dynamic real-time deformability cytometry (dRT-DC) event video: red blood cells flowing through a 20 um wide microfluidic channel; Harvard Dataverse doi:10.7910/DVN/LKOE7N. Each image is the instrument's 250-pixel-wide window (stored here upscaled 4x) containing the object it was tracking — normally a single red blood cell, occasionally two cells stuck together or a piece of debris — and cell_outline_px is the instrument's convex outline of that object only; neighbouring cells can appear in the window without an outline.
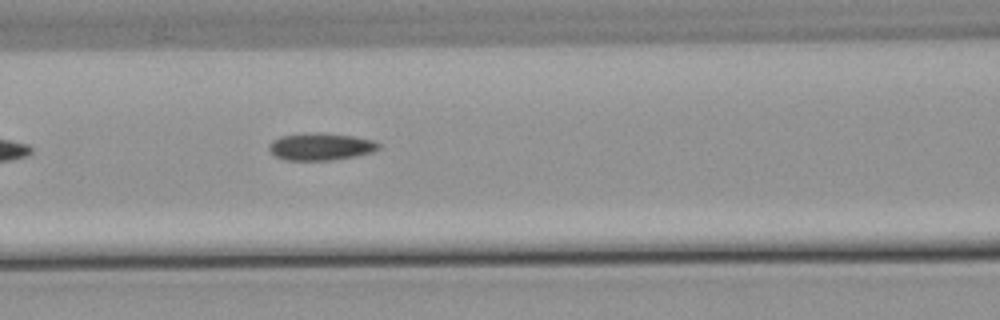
{"species": "common noctule bat (a hibernating species)", "species_latin": "Nyctalus noctula", "temperature_condition": "warm", "stored_images_in_passage": 5, "camera_frame_rate_fps": 3000, "um_per_image_px": 0.085, "animal": {"sex": "male", "body_mass_g": 21.5, "forearm_length_mm": 52.0}, "frame": {"image": 1, "passage_image": 5, "time_ms": 6.667, "image_size_px": [1000, 320], "cell_outline_px": [[380, 148], [372, 152], [332, 160], [284, 160], [276, 156], [268, 148], [268, 144], [272, 140], [280, 136], [304, 132], [324, 132], [352, 136], [376, 140], [380, 144]], "centroid_in_image_um": [27.24, 12.44], "position_along_channel_um": 139.4, "area_um2": 17.63}}